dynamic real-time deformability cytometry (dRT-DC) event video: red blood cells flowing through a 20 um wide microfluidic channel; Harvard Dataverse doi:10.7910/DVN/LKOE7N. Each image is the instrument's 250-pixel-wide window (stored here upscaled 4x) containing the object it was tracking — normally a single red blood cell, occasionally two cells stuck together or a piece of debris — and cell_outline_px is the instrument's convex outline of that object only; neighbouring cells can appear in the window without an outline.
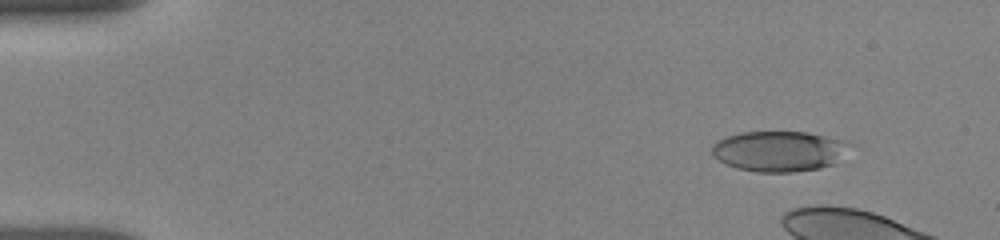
{"species": "human", "species_latin": "Homo sapiens", "temperature_condition": "room temperature", "stored_images_in_passage": 22, "camera_frame_rate_fps": 3000, "um_per_image_px": 0.085, "donor": {"sex": "female"}, "frame": {"image": 1, "passage_image": 11, "time_ms": 1.667, "image_size_px": [1000, 240], "cell_outline_px": [[856, 144], [836, 164], [820, 168], [792, 172], [756, 172], [736, 168], [720, 160], [712, 152], [712, 144], [716, 140], [724, 136], [740, 132], [808, 132], [848, 140]], "centroid_in_image_um": [66.33, 12.84], "position_along_channel_um": 18.7, "area_um2": 33.18}}